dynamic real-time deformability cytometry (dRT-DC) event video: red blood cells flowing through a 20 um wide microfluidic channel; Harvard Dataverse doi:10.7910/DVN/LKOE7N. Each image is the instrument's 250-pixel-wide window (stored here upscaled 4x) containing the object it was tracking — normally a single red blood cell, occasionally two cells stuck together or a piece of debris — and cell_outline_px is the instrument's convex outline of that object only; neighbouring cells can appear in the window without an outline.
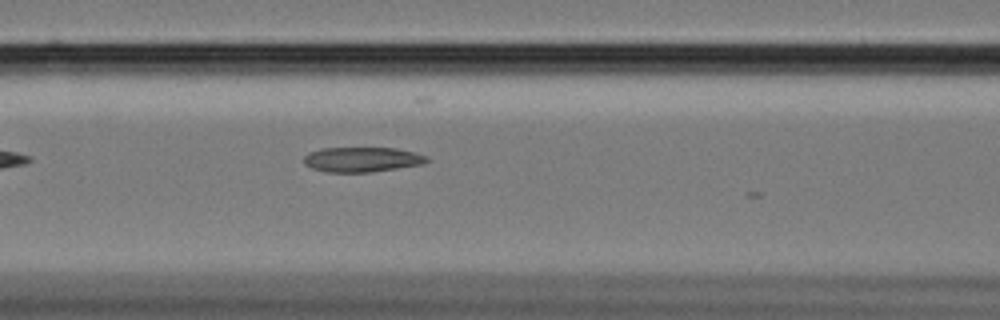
{"species": "Egyptian fruit bat (a non-hibernating species)", "species_latin": "Rousettus aegyptiacus", "temperature_condition": "cold", "stored_images_in_passage": 8, "camera_frame_rate_fps": 3000, "um_per_image_px": 0.085, "animal": {"sex": "female"}, "frame": {"image": 1, "passage_image": 4, "time_ms": 1.0, "image_size_px": [1000, 320], "cell_outline_px": [[432, 160], [420, 164], [372, 172], [328, 172], [312, 168], [304, 164], [304, 156], [308, 152], [320, 148], [396, 148], [416, 152], [428, 156]], "centroid_in_image_um": [30.78, 13.55], "position_along_channel_um": 135.8, "area_um2": 17.92}}
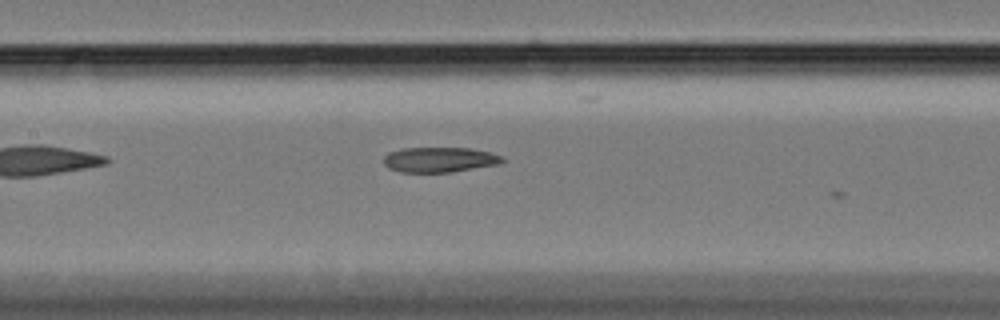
{"frame": {"image": 2, "passage_image": 7, "time_ms": 2.0, "image_size_px": [1000, 320], "cell_outline_px": [[504, 160], [496, 164], [448, 172], [400, 172], [388, 168], [384, 164], [384, 156], [388, 152], [400, 148], [468, 148], [488, 152], [504, 156]], "centroid_in_image_um": [37.29, 13.56], "position_along_channel_um": 170.1, "area_um2": 17.17}}